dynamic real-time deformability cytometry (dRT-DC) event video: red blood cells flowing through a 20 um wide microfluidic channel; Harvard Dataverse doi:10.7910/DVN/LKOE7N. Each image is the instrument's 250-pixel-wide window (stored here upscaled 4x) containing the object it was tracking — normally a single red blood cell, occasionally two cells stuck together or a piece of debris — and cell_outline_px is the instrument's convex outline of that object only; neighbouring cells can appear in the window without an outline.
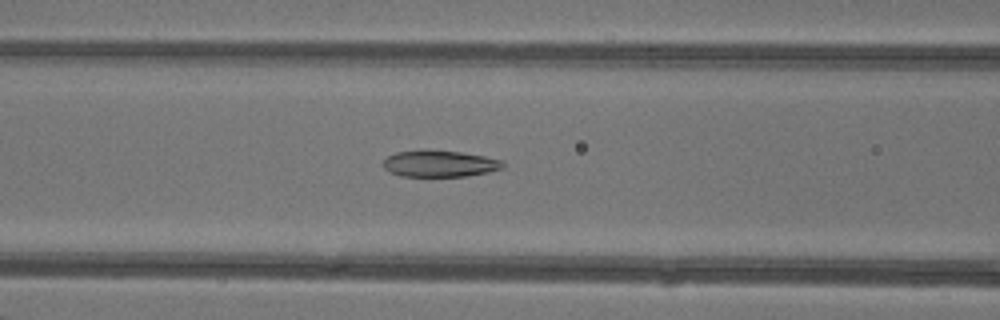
{"species": "common noctule bat (a hibernating species)", "species_latin": "Nyctalus noctula", "temperature_condition": "warm", "stored_images_in_passage": 34, "camera_frame_rate_fps": 3000, "um_per_image_px": 0.085, "animal": {"sex": "female"}, "frame": {"image": 1, "passage_image": 7, "time_ms": 2.0, "image_size_px": [1000, 320], "cell_outline_px": [[504, 168], [488, 172], [468, 176], [400, 176], [388, 172], [384, 168], [384, 160], [388, 156], [396, 152], [420, 148], [428, 148], [460, 152], [484, 156], [500, 160], [504, 164]], "centroid_in_image_um": [37.33, 13.89], "position_along_channel_um": 129.3, "area_um2": 18.9}}
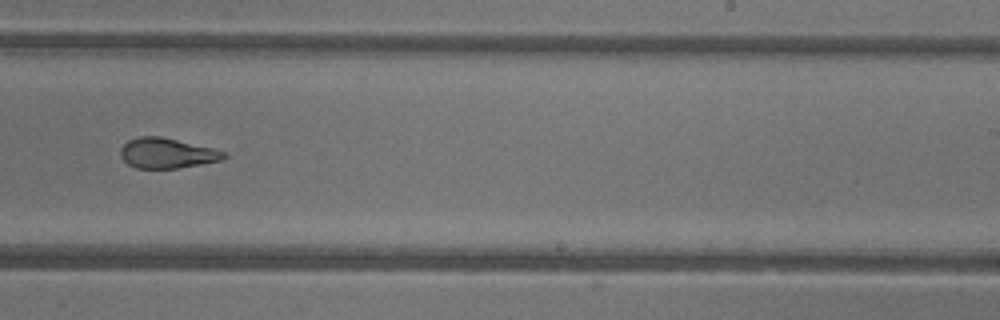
{"frame": {"image": 2, "passage_image": 17, "time_ms": 5.333, "image_size_px": [1000, 320], "cell_outline_px": [[228, 156], [220, 160], [200, 164], [176, 168], [136, 168], [128, 164], [120, 156], [120, 148], [128, 140], [140, 136], [160, 136], [212, 148], [228, 152]], "centroid_in_image_um": [14.18, 13.01], "position_along_channel_um": 274.8, "area_um2": 18.09}}
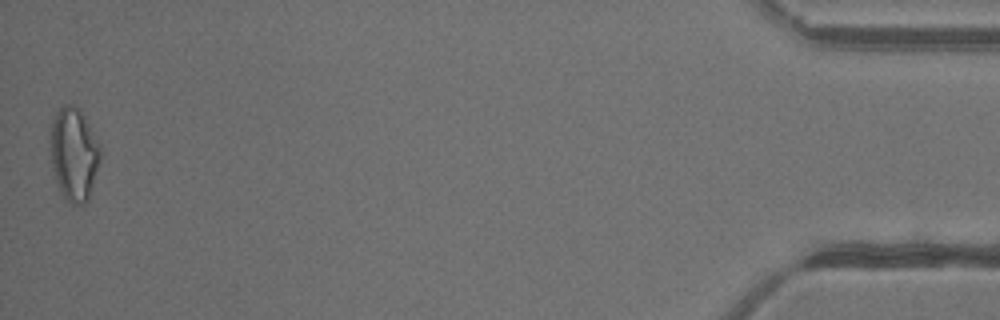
{"frame": {"image": 3, "passage_image": 34, "time_ms": 11.0, "image_size_px": [1000, 320], "cell_outline_px": [[100, 160], [88, 200], [84, 204], [72, 204], [60, 196], [52, 168], [48, 140], [52, 120], [60, 108], [64, 104], [68, 104], [80, 108], [100, 144]], "centroid_in_image_um": [6.25, 13.11], "position_along_channel_um": 429.0, "area_um2": 27.63}, "authors_computed_cell_mechanics": {"area_um2": 19.4208, "velocity_mm_per_s": 4.3764, "shape_relaxation_time_tau1_ms": null, "shape_relaxation_time_tau2_ms": 2.1746, "deformation_change_tau1": null, "deformation_change_tau2": 0.1111}}